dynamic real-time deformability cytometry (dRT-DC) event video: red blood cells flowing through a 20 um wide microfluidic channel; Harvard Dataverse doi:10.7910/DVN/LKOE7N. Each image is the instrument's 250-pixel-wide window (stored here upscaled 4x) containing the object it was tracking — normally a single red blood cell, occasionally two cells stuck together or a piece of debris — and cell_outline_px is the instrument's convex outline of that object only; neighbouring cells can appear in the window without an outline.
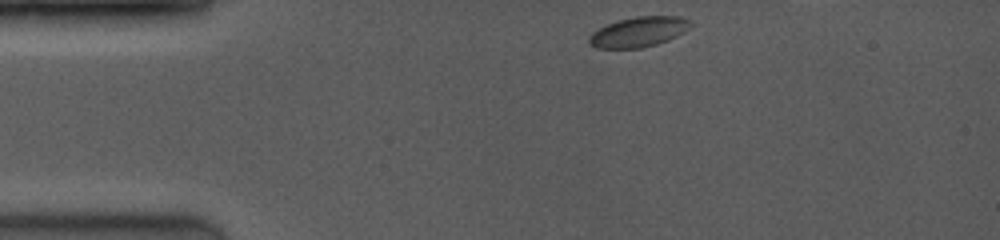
{"species": "common noctule bat (a hibernating species)", "species_latin": "Nyctalus noctula", "temperature_condition": "room temperature", "stored_images_in_passage": 48, "camera_frame_rate_fps": 4000, "um_per_image_px": 0.085, "animal": {"sex": "female", "body_mass_g": 19.0, "forearm_length_mm": 53.3}, "frame": {"image": 1, "passage_image": 1, "time_ms": 0.0, "image_size_px": [1000, 240], "cell_outline_px": [[692, 24], [684, 32], [668, 40], [656, 44], [640, 48], [596, 48], [588, 44], [588, 36], [592, 32], [616, 20], [636, 16], [680, 16], [692, 20]], "centroid_in_image_um": [54.28, 2.7], "position_along_channel_um": 30.7, "area_um2": 17.92}}
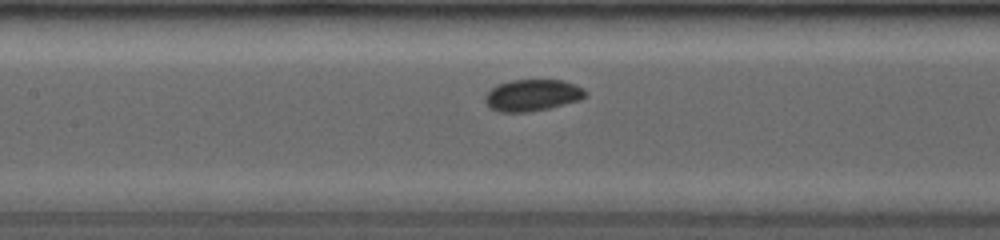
{"frame": {"image": 2, "passage_image": 19, "time_ms": 4.5, "image_size_px": [1000, 240], "cell_outline_px": [[584, 96], [580, 100], [548, 108], [528, 112], [500, 112], [488, 108], [484, 100], [484, 96], [492, 88], [500, 84], [512, 80], [560, 80], [584, 88]], "centroid_in_image_um": [45.19, 8.11], "position_along_channel_um": 162.2, "area_um2": 18.26}}
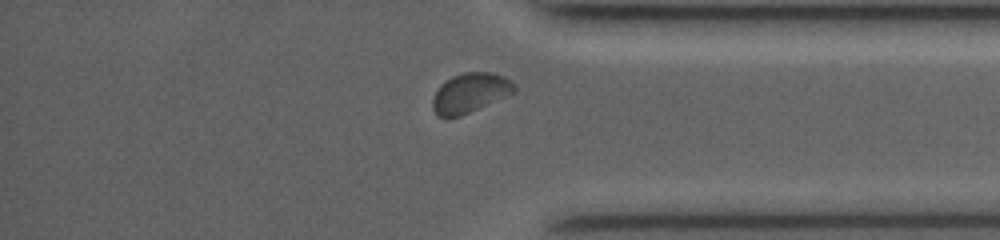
{"frame": {"image": 3, "passage_image": 42, "time_ms": 10.25, "image_size_px": [1000, 240], "cell_outline_px": [[516, 92], [508, 96], [460, 116], [448, 120], [436, 116], [432, 108], [432, 96], [440, 84], [452, 76], [464, 72], [492, 72], [504, 76], [516, 84]], "centroid_in_image_um": [39.93, 7.92], "position_along_channel_um": 395.3, "area_um2": 19.42}}